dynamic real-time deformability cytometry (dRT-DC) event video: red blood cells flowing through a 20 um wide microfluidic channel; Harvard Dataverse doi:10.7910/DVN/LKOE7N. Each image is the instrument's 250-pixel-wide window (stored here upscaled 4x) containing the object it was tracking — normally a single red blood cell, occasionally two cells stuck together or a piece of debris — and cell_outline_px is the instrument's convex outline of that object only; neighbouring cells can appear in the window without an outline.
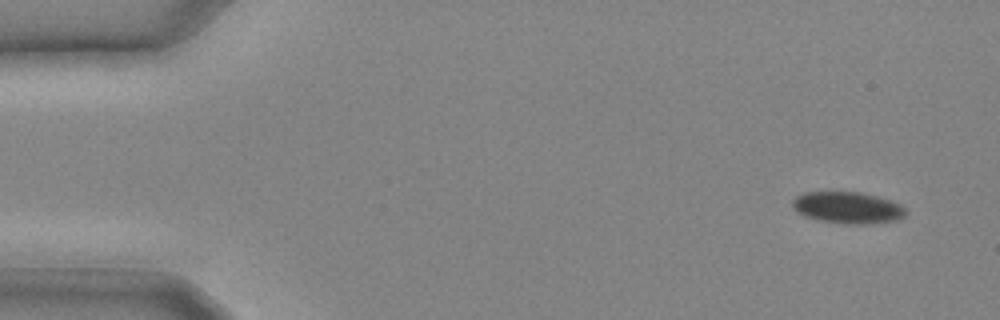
{"species": "common noctule bat (a hibernating species)", "species_latin": "Nyctalus noctula", "temperature_condition": "cold", "stored_images_in_passage": 27, "camera_frame_rate_fps": 3000, "um_per_image_px": 0.085, "animal": {"sex": "male", "body_mass_g": 20.4}, "frame": {"image": 1, "passage_image": 1, "time_ms": 0.0, "image_size_px": [1000, 320], "cell_outline_px": [[904, 216], [896, 220], [860, 224], [844, 224], [816, 220], [804, 216], [796, 212], [792, 208], [792, 200], [796, 196], [804, 192], [860, 192], [876, 196], [900, 204], [904, 208]], "centroid_in_image_um": [71.97, 17.65], "position_along_channel_um": 13.0, "area_um2": 20.81}}
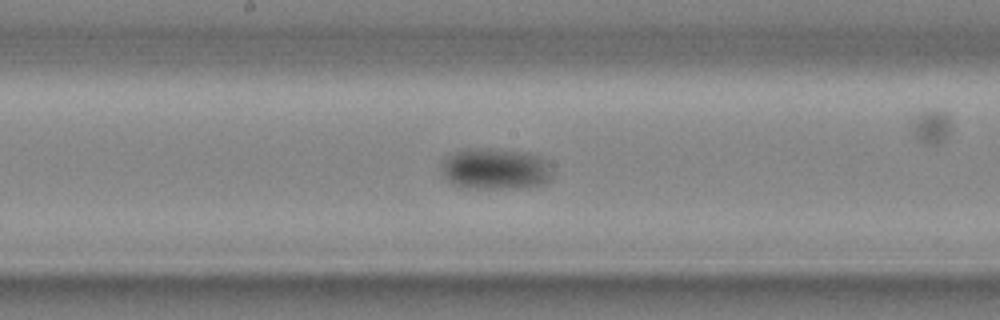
{"frame": {"image": 2, "passage_image": 14, "time_ms": 4.333, "image_size_px": [1000, 320], "cell_outline_px": [[552, 180], [528, 188], [460, 188], [452, 184], [440, 172], [440, 164], [448, 156], [456, 152], [468, 148], [492, 148], [528, 152], [540, 156], [548, 160], [552, 172]], "centroid_in_image_um": [42.12, 14.36], "position_along_channel_um": 206.1, "area_um2": 27.34}}
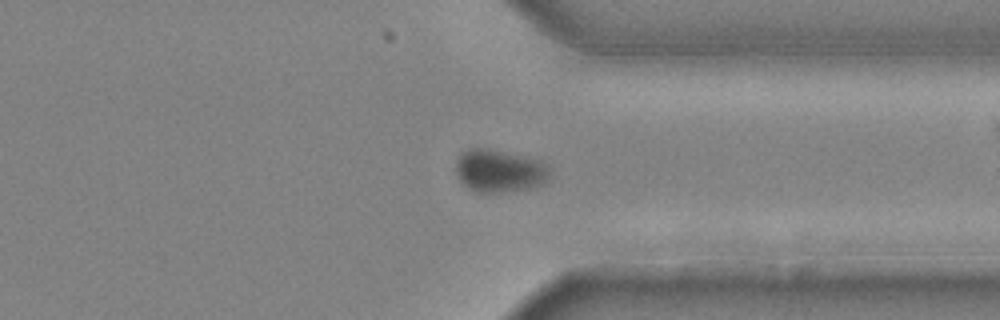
{"frame": {"image": 3, "passage_image": 21, "time_ms": 6.667, "image_size_px": [1000, 320], "cell_outline_px": [[548, 180], [544, 184], [532, 188], [500, 192], [472, 192], [460, 180], [456, 172], [456, 164], [460, 156], [468, 148], [488, 148], [540, 160], [548, 164]], "centroid_in_image_um": [42.46, 14.53], "position_along_channel_um": 368.9, "area_um2": 23.35}}